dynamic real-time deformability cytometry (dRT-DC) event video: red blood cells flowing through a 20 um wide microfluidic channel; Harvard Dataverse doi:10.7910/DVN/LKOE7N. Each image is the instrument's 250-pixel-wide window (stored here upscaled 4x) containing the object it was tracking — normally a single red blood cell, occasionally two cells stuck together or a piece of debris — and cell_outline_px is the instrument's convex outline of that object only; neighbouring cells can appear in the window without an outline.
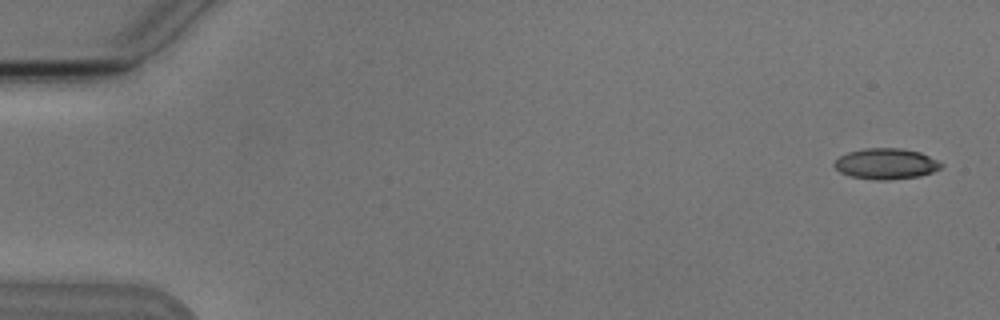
{"species": "Egyptian fruit bat (a non-hibernating species)", "species_latin": "Rousettus aegyptiacus", "temperature_condition": "cold", "stored_images_in_passage": 6, "camera_frame_rate_fps": 3000, "um_per_image_px": 0.085, "animal": {"sex": "male"}, "frame": {"image": 1, "passage_image": 1, "time_ms": 0.0, "image_size_px": [1000, 320], "cell_outline_px": [[944, 164], [940, 168], [932, 172], [920, 176], [888, 180], [876, 180], [852, 176], [840, 172], [832, 164], [840, 156], [848, 152], [864, 148], [900, 148], [920, 152], [940, 160]], "centroid_in_image_um": [75.34, 13.91], "position_along_channel_um": 9.7, "area_um2": 19.25}}
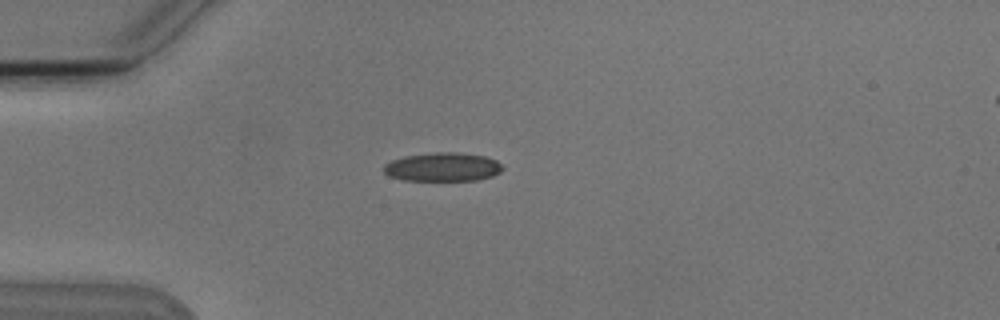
{"frame": {"image": 2, "passage_image": 4, "time_ms": 4.333, "image_size_px": [1000, 320], "cell_outline_px": [[504, 168], [500, 172], [492, 176], [476, 180], [404, 180], [388, 176], [384, 172], [384, 164], [392, 160], [404, 156], [436, 152], [456, 152], [484, 156], [496, 160]], "centroid_in_image_um": [37.62, 14.19], "position_along_channel_um": 47.4, "area_um2": 19.83}}